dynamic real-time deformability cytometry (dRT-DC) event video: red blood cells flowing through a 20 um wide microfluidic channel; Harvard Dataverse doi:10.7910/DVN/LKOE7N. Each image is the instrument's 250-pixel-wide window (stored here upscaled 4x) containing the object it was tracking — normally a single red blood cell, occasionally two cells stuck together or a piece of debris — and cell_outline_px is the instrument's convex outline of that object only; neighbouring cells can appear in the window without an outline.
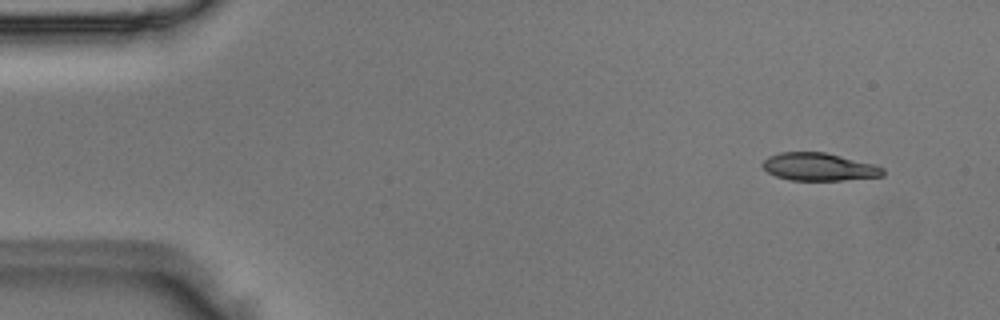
{"species": "Egyptian fruit bat (a non-hibernating species)", "species_latin": "Rousettus aegyptiacus", "temperature_condition": "room temperature", "stored_images_in_passage": 4, "segment_of_instrument_passage": [2, 2], "camera_frame_rate_fps": 3000, "um_per_image_px": 0.085, "animal": {"sex": "male"}, "frame": {"image": 1, "passage_image": 4, "time_ms": 1.0, "image_size_px": [1000, 320], "cell_outline_px": [[884, 176], [844, 180], [788, 180], [776, 176], [768, 172], [760, 164], [768, 156], [780, 152], [824, 152], [876, 164], [884, 168]], "centroid_in_image_um": [69.62, 14.18], "position_along_channel_um": 15.4, "area_um2": 19.59}}